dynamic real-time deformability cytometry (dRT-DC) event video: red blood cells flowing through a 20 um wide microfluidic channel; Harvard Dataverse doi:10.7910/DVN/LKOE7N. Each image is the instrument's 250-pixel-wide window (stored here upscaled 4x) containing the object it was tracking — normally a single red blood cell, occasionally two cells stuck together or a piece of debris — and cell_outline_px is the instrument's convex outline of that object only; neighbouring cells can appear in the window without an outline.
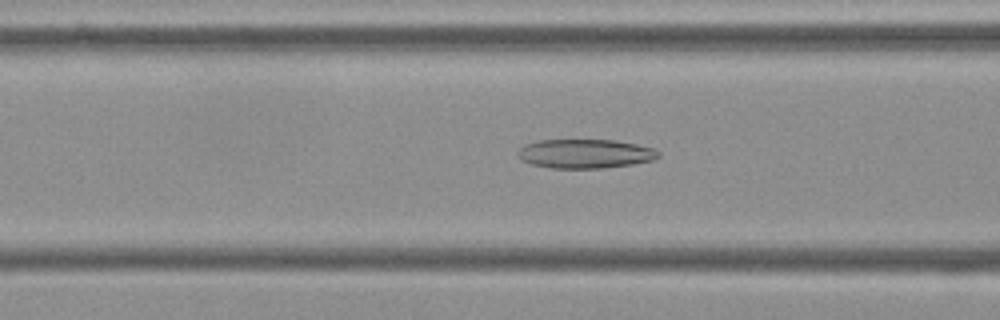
{"species": "Egyptian fruit bat (a non-hibernating species)", "species_latin": "Rousettus aegyptiacus", "temperature_condition": "cold", "stored_images_in_passage": 48, "camera_frame_rate_fps": 3000, "um_per_image_px": 0.085, "frame": {"image": 1, "passage_image": 18, "time_ms": 5.667, "image_size_px": [1000, 320], "cell_outline_px": [[660, 156], [652, 160], [632, 164], [600, 168], [552, 168], [532, 164], [520, 160], [516, 152], [524, 144], [540, 140], [612, 140], [636, 144], [656, 148], [660, 152]], "centroid_in_image_um": [49.73, 13.06], "position_along_channel_um": 116.9, "area_um2": 23.87}}
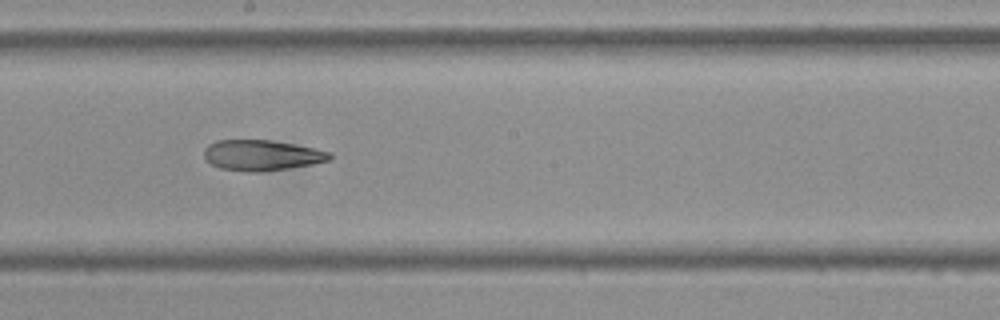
{"frame": {"image": 2, "passage_image": 27, "time_ms": 8.667, "image_size_px": [1000, 320], "cell_outline_px": [[332, 160], [312, 164], [288, 168], [260, 172], [244, 172], [220, 168], [212, 164], [204, 156], [204, 148], [208, 144], [216, 140], [268, 140], [292, 144], [332, 152]], "centroid_in_image_um": [22.24, 13.2], "position_along_channel_um": 226.0, "area_um2": 22.37}}
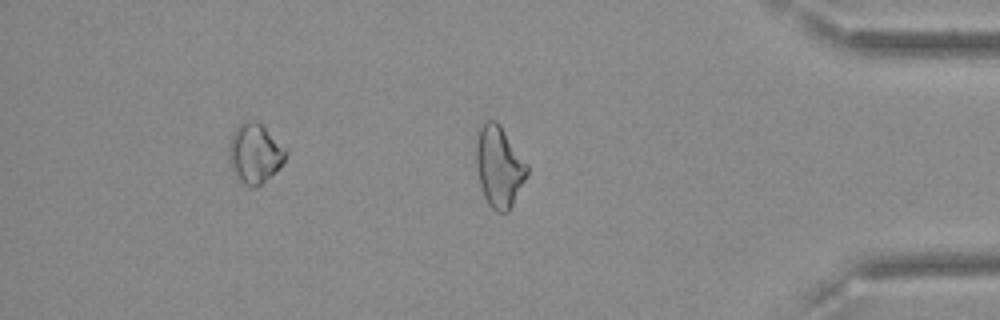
{"frame": {"image": 3, "passage_image": 43, "time_ms": 14.0, "image_size_px": [1000, 320], "cell_outline_px": [[528, 172], [508, 212], [496, 212], [488, 204], [484, 196], [480, 184], [476, 164], [476, 140], [480, 128], [484, 120], [496, 120], [500, 124], [528, 164]], "centroid_in_image_um": [42.41, 14.13], "position_along_channel_um": 392.8, "area_um2": 23.93}, "authors_computed_cell_mechanics": {"area_um2": 23.3801, "velocity_mm_per_s": 3.6215, "shape_relaxation_time_tau1_ms": null, "shape_relaxation_time_tau2_ms": 8.9004, "deformation_change_tau1": null, "deformation_change_tau2": 0.2032}}